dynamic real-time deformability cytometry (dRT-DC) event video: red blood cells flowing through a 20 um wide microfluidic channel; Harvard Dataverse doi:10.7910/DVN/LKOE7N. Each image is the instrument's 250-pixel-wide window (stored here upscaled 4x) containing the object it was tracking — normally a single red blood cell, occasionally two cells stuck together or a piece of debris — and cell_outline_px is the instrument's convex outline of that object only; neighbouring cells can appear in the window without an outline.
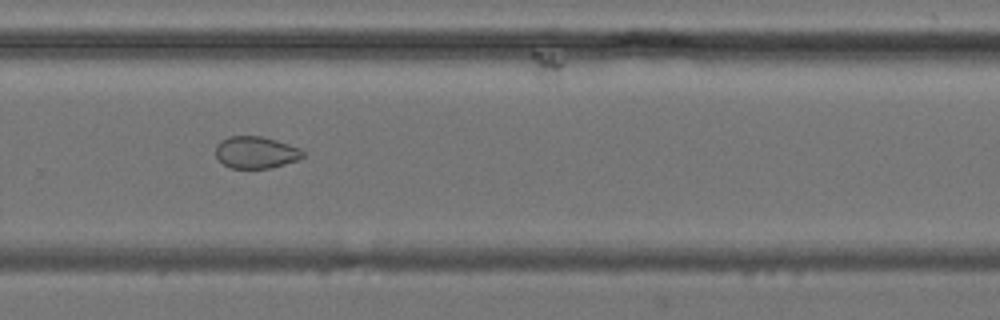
{"species": "common noctule bat (a hibernating species)", "species_latin": "Nyctalus noctula", "temperature_condition": "cold", "stored_images_in_passage": 15, "camera_frame_rate_fps": 3000, "um_per_image_px": 0.085, "animal": {"sex": "female", "body_mass_g": 24.6, "forearm_length_mm": 56.2}, "frame": {"image": 1, "passage_image": 11, "time_ms": 13.0, "image_size_px": [1000, 320], "cell_outline_px": [[304, 156], [300, 160], [272, 168], [232, 168], [224, 164], [216, 156], [216, 144], [220, 140], [228, 136], [260, 136], [276, 140], [300, 148], [304, 152]], "centroid_in_image_um": [21.77, 12.95], "position_along_channel_um": 308.0, "area_um2": 16.36}}